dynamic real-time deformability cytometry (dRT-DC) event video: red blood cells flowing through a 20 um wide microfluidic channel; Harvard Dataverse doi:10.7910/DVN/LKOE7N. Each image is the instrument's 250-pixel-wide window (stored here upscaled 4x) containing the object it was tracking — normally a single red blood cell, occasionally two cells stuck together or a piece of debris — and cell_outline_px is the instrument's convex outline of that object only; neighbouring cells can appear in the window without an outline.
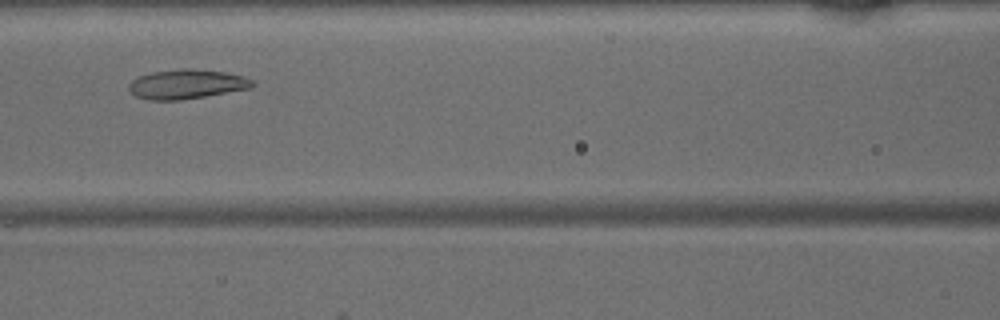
{"species": "common noctule bat (a hibernating species)", "species_latin": "Nyctalus noctula", "temperature_condition": "warm", "stored_images_in_passage": 32, "camera_frame_rate_fps": 3000, "um_per_image_px": 0.085, "animal": {"sex": "male", "body_mass_g": 15.6}, "frame": {"image": 1, "passage_image": 11, "time_ms": 3.333, "image_size_px": [1000, 320], "cell_outline_px": [[256, 84], [252, 88], [180, 100], [148, 100], [136, 96], [128, 88], [128, 84], [136, 76], [152, 72], [188, 68], [192, 68], [228, 72], [244, 76], [252, 80]], "centroid_in_image_um": [15.88, 7.14], "position_along_channel_um": 150.7, "area_um2": 21.33}}
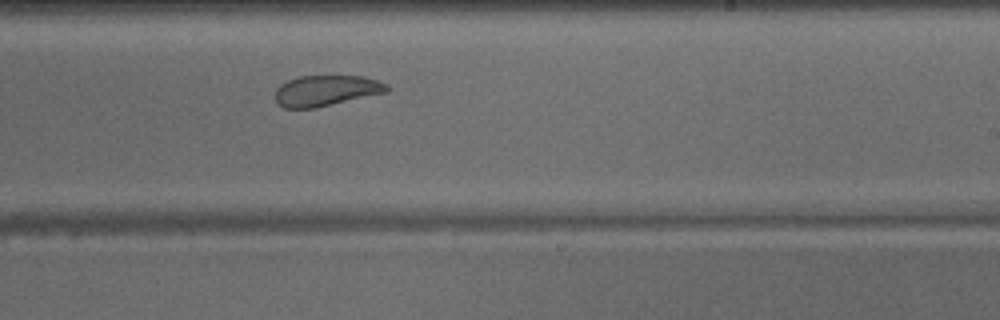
{"frame": {"image": 2, "passage_image": 19, "time_ms": 6.0, "image_size_px": [1000, 320], "cell_outline_px": [[392, 88], [388, 92], [316, 108], [284, 108], [276, 104], [276, 88], [280, 84], [288, 80], [300, 76], [360, 76], [376, 80], [388, 84]], "centroid_in_image_um": [27.73, 7.71], "position_along_channel_um": 261.3, "area_um2": 20.17}}
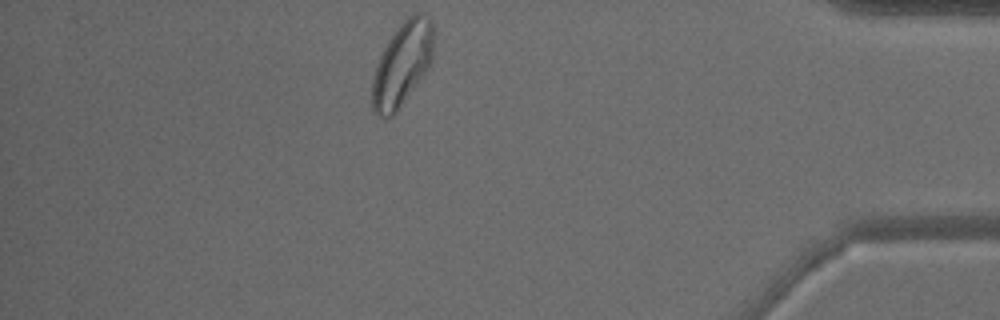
{"frame": {"image": 3, "passage_image": 32, "time_ms": 10.333, "image_size_px": [1000, 320], "cell_outline_px": [[432, 60], [428, 68], [396, 112], [392, 116], [384, 120], [376, 116], [372, 112], [372, 80], [376, 64], [388, 40], [400, 24], [412, 12], [420, 12], [428, 16], [432, 24]], "centroid_in_image_um": [34.15, 5.47], "position_along_channel_um": 401.0, "area_um2": 29.88}}